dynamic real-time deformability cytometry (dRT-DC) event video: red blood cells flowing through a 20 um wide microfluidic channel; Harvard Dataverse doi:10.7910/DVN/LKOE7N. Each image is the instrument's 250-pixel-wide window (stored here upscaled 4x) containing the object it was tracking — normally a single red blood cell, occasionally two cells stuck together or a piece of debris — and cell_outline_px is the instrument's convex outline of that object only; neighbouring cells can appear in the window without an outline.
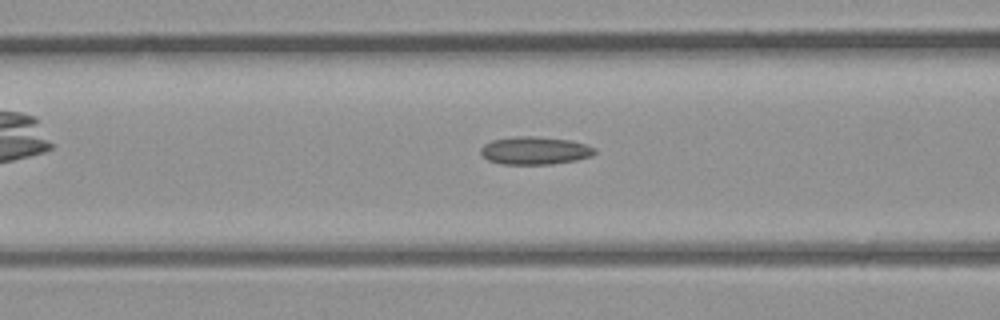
{"species": "common noctule bat (a hibernating species)", "species_latin": "Nyctalus noctula", "temperature_condition": "room temperature", "stored_images_in_passage": 26, "camera_frame_rate_fps": 3000, "um_per_image_px": 0.085, "animal": {"sex": "male", "body_mass_g": 23.1, "forearm_length_mm": 52.7}, "frame": {"image": 1, "passage_image": 10, "time_ms": 3.0, "image_size_px": [1000, 320], "cell_outline_px": [[596, 152], [592, 156], [576, 160], [552, 164], [500, 164], [488, 160], [480, 152], [480, 148], [484, 144], [492, 140], [516, 136], [536, 136], [572, 140], [596, 148]], "centroid_in_image_um": [45.47, 12.79], "position_along_channel_um": 121.1, "area_um2": 18.61}}
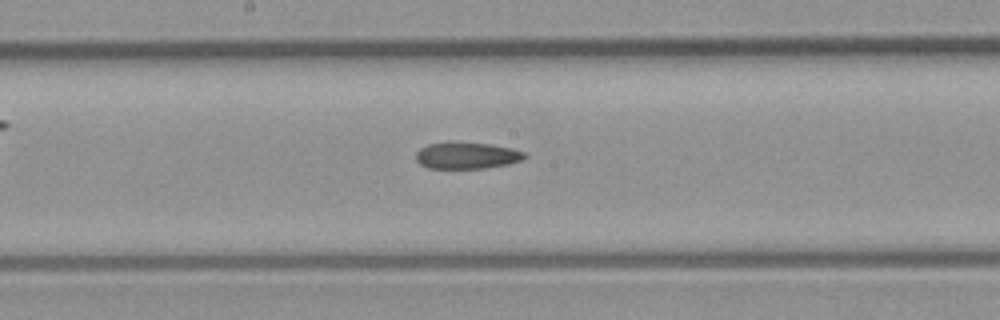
{"frame": {"image": 2, "passage_image": 15, "time_ms": 4.667, "image_size_px": [1000, 320], "cell_outline_px": [[528, 156], [520, 160], [508, 164], [484, 168], [428, 168], [420, 164], [416, 160], [416, 152], [420, 148], [428, 144], [492, 144], [512, 148], [524, 152]], "centroid_in_image_um": [39.7, 13.25], "position_along_channel_um": 208.5, "area_um2": 16.3}}
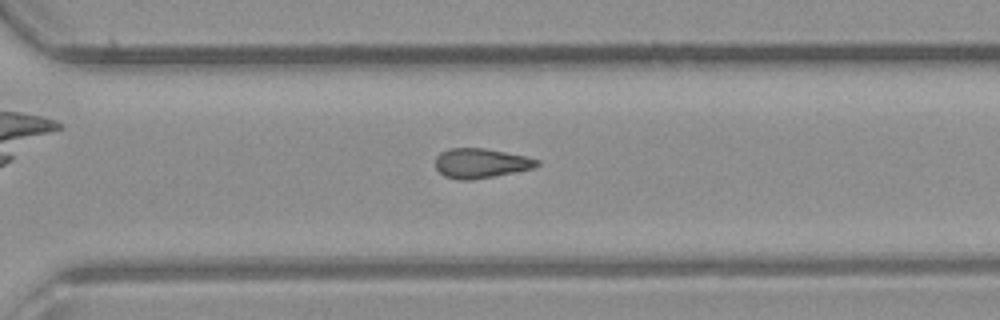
{"frame": {"image": 3, "passage_image": 22, "time_ms": 7.0, "image_size_px": [1000, 320], "cell_outline_px": [[540, 164], [532, 168], [472, 180], [460, 180], [444, 176], [436, 168], [436, 156], [440, 152], [448, 148], [484, 148], [524, 156], [540, 160]], "centroid_in_image_um": [40.82, 13.87], "position_along_channel_um": 329.8, "area_um2": 17.34}}